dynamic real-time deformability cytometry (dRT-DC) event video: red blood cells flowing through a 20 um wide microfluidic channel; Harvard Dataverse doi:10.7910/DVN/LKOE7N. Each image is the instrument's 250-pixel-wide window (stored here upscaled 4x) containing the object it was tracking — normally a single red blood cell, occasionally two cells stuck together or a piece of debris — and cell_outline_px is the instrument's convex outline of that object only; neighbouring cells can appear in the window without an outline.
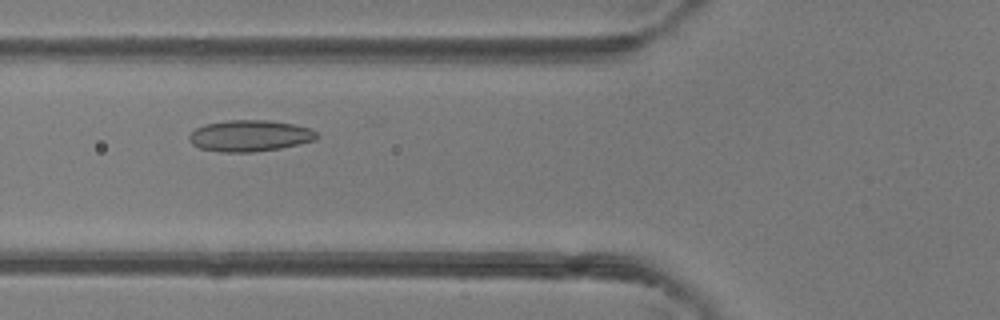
{"species": "common noctule bat (a hibernating species)", "species_latin": "Nyctalus noctula", "temperature_condition": "room temperature", "stored_images_in_passage": 4, "camera_frame_rate_fps": 3000, "um_per_image_px": 0.085, "animal": {"sex": "female"}, "frame": {"image": 1, "passage_image": 4, "time_ms": 3.333, "image_size_px": [1000, 320], "cell_outline_px": [[320, 136], [316, 140], [300, 144], [280, 148], [252, 152], [220, 152], [200, 148], [192, 144], [188, 140], [188, 136], [196, 128], [204, 124], [228, 120], [268, 120], [292, 124], [312, 128]], "centroid_in_image_um": [21.25, 11.54], "position_along_channel_um": 104.6, "area_um2": 23.47}}